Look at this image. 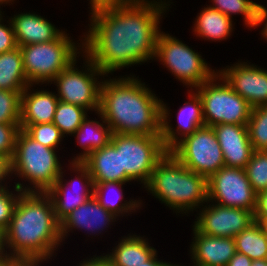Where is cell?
Returning <instances> with one entry per match:
<instances>
[{
	"mask_svg": "<svg viewBox=\"0 0 267 266\" xmlns=\"http://www.w3.org/2000/svg\"><path fill=\"white\" fill-rule=\"evenodd\" d=\"M81 58L83 65L78 67L77 63ZM104 77L106 75L82 53L80 59L76 58L49 85L56 86V96L60 101L97 113L100 108V91Z\"/></svg>",
	"mask_w": 267,
	"mask_h": 266,
	"instance_id": "cell-8",
	"label": "cell"
},
{
	"mask_svg": "<svg viewBox=\"0 0 267 266\" xmlns=\"http://www.w3.org/2000/svg\"><path fill=\"white\" fill-rule=\"evenodd\" d=\"M157 61L188 89H194L210 80L216 67L208 64L200 52L175 36L160 31L156 42L154 62Z\"/></svg>",
	"mask_w": 267,
	"mask_h": 266,
	"instance_id": "cell-7",
	"label": "cell"
},
{
	"mask_svg": "<svg viewBox=\"0 0 267 266\" xmlns=\"http://www.w3.org/2000/svg\"><path fill=\"white\" fill-rule=\"evenodd\" d=\"M78 37L80 39L76 42L66 30L51 42L21 46L23 68L28 82L49 86L60 72L83 53L82 36Z\"/></svg>",
	"mask_w": 267,
	"mask_h": 266,
	"instance_id": "cell-6",
	"label": "cell"
},
{
	"mask_svg": "<svg viewBox=\"0 0 267 266\" xmlns=\"http://www.w3.org/2000/svg\"><path fill=\"white\" fill-rule=\"evenodd\" d=\"M4 15L0 16V54L18 47L10 19L7 18L6 24L3 23L6 21Z\"/></svg>",
	"mask_w": 267,
	"mask_h": 266,
	"instance_id": "cell-37",
	"label": "cell"
},
{
	"mask_svg": "<svg viewBox=\"0 0 267 266\" xmlns=\"http://www.w3.org/2000/svg\"><path fill=\"white\" fill-rule=\"evenodd\" d=\"M58 152L59 149L57 151L42 145L25 130L20 129L14 156L10 161L11 180L16 177L22 181L14 182L22 192L46 193L59 178L64 167ZM23 180L28 185H25Z\"/></svg>",
	"mask_w": 267,
	"mask_h": 266,
	"instance_id": "cell-5",
	"label": "cell"
},
{
	"mask_svg": "<svg viewBox=\"0 0 267 266\" xmlns=\"http://www.w3.org/2000/svg\"><path fill=\"white\" fill-rule=\"evenodd\" d=\"M247 130L253 151L267 150V105L252 108Z\"/></svg>",
	"mask_w": 267,
	"mask_h": 266,
	"instance_id": "cell-31",
	"label": "cell"
},
{
	"mask_svg": "<svg viewBox=\"0 0 267 266\" xmlns=\"http://www.w3.org/2000/svg\"><path fill=\"white\" fill-rule=\"evenodd\" d=\"M110 143L120 151L121 171L125 183L139 182L143 188L150 180L158 161L168 152L161 135H133L112 133Z\"/></svg>",
	"mask_w": 267,
	"mask_h": 266,
	"instance_id": "cell-9",
	"label": "cell"
},
{
	"mask_svg": "<svg viewBox=\"0 0 267 266\" xmlns=\"http://www.w3.org/2000/svg\"><path fill=\"white\" fill-rule=\"evenodd\" d=\"M30 84L21 94L20 129L25 130L29 125L51 123L58 105L56 92Z\"/></svg>",
	"mask_w": 267,
	"mask_h": 266,
	"instance_id": "cell-20",
	"label": "cell"
},
{
	"mask_svg": "<svg viewBox=\"0 0 267 266\" xmlns=\"http://www.w3.org/2000/svg\"><path fill=\"white\" fill-rule=\"evenodd\" d=\"M171 152L189 170L209 178L225 166L213 127L203 126L184 137Z\"/></svg>",
	"mask_w": 267,
	"mask_h": 266,
	"instance_id": "cell-11",
	"label": "cell"
},
{
	"mask_svg": "<svg viewBox=\"0 0 267 266\" xmlns=\"http://www.w3.org/2000/svg\"><path fill=\"white\" fill-rule=\"evenodd\" d=\"M107 77L101 86L99 113L112 133L161 135L162 99L134 73Z\"/></svg>",
	"mask_w": 267,
	"mask_h": 266,
	"instance_id": "cell-3",
	"label": "cell"
},
{
	"mask_svg": "<svg viewBox=\"0 0 267 266\" xmlns=\"http://www.w3.org/2000/svg\"><path fill=\"white\" fill-rule=\"evenodd\" d=\"M22 92L0 90V123H20Z\"/></svg>",
	"mask_w": 267,
	"mask_h": 266,
	"instance_id": "cell-34",
	"label": "cell"
},
{
	"mask_svg": "<svg viewBox=\"0 0 267 266\" xmlns=\"http://www.w3.org/2000/svg\"><path fill=\"white\" fill-rule=\"evenodd\" d=\"M208 201L254 212L256 193L245 169L224 166L212 174L208 178Z\"/></svg>",
	"mask_w": 267,
	"mask_h": 266,
	"instance_id": "cell-13",
	"label": "cell"
},
{
	"mask_svg": "<svg viewBox=\"0 0 267 266\" xmlns=\"http://www.w3.org/2000/svg\"><path fill=\"white\" fill-rule=\"evenodd\" d=\"M49 261L44 259H12L8 266H42Z\"/></svg>",
	"mask_w": 267,
	"mask_h": 266,
	"instance_id": "cell-43",
	"label": "cell"
},
{
	"mask_svg": "<svg viewBox=\"0 0 267 266\" xmlns=\"http://www.w3.org/2000/svg\"><path fill=\"white\" fill-rule=\"evenodd\" d=\"M20 123H0V156L12 160Z\"/></svg>",
	"mask_w": 267,
	"mask_h": 266,
	"instance_id": "cell-36",
	"label": "cell"
},
{
	"mask_svg": "<svg viewBox=\"0 0 267 266\" xmlns=\"http://www.w3.org/2000/svg\"><path fill=\"white\" fill-rule=\"evenodd\" d=\"M16 0H0V14H4L5 12L3 11V5L4 7L7 5H13L15 3ZM2 6V7H1ZM3 11V12H2Z\"/></svg>",
	"mask_w": 267,
	"mask_h": 266,
	"instance_id": "cell-47",
	"label": "cell"
},
{
	"mask_svg": "<svg viewBox=\"0 0 267 266\" xmlns=\"http://www.w3.org/2000/svg\"><path fill=\"white\" fill-rule=\"evenodd\" d=\"M189 254L191 266H227L236 253L234 238L213 237L192 228Z\"/></svg>",
	"mask_w": 267,
	"mask_h": 266,
	"instance_id": "cell-18",
	"label": "cell"
},
{
	"mask_svg": "<svg viewBox=\"0 0 267 266\" xmlns=\"http://www.w3.org/2000/svg\"><path fill=\"white\" fill-rule=\"evenodd\" d=\"M254 221L263 223L267 219V190L256 194Z\"/></svg>",
	"mask_w": 267,
	"mask_h": 266,
	"instance_id": "cell-38",
	"label": "cell"
},
{
	"mask_svg": "<svg viewBox=\"0 0 267 266\" xmlns=\"http://www.w3.org/2000/svg\"><path fill=\"white\" fill-rule=\"evenodd\" d=\"M264 229L267 231V219L262 223Z\"/></svg>",
	"mask_w": 267,
	"mask_h": 266,
	"instance_id": "cell-50",
	"label": "cell"
},
{
	"mask_svg": "<svg viewBox=\"0 0 267 266\" xmlns=\"http://www.w3.org/2000/svg\"><path fill=\"white\" fill-rule=\"evenodd\" d=\"M125 185V182H104L94 185L93 196L102 207L120 219L132 213H137L138 210L142 209V206L144 207V203L140 198L134 199L133 197V199L124 200V189L122 188L125 187ZM109 192L112 193L110 194Z\"/></svg>",
	"mask_w": 267,
	"mask_h": 266,
	"instance_id": "cell-26",
	"label": "cell"
},
{
	"mask_svg": "<svg viewBox=\"0 0 267 266\" xmlns=\"http://www.w3.org/2000/svg\"><path fill=\"white\" fill-rule=\"evenodd\" d=\"M236 252L251 260L267 259V231L262 223L254 222L234 237Z\"/></svg>",
	"mask_w": 267,
	"mask_h": 266,
	"instance_id": "cell-28",
	"label": "cell"
},
{
	"mask_svg": "<svg viewBox=\"0 0 267 266\" xmlns=\"http://www.w3.org/2000/svg\"><path fill=\"white\" fill-rule=\"evenodd\" d=\"M62 245L51 198L47 193L23 192L8 229L1 235V250L11 259L52 261Z\"/></svg>",
	"mask_w": 267,
	"mask_h": 266,
	"instance_id": "cell-2",
	"label": "cell"
},
{
	"mask_svg": "<svg viewBox=\"0 0 267 266\" xmlns=\"http://www.w3.org/2000/svg\"><path fill=\"white\" fill-rule=\"evenodd\" d=\"M251 266H267V259L253 260Z\"/></svg>",
	"mask_w": 267,
	"mask_h": 266,
	"instance_id": "cell-48",
	"label": "cell"
},
{
	"mask_svg": "<svg viewBox=\"0 0 267 266\" xmlns=\"http://www.w3.org/2000/svg\"><path fill=\"white\" fill-rule=\"evenodd\" d=\"M25 131L37 142L51 149H58L65 138L53 122L29 125Z\"/></svg>",
	"mask_w": 267,
	"mask_h": 266,
	"instance_id": "cell-33",
	"label": "cell"
},
{
	"mask_svg": "<svg viewBox=\"0 0 267 266\" xmlns=\"http://www.w3.org/2000/svg\"><path fill=\"white\" fill-rule=\"evenodd\" d=\"M76 266H111V264L108 257L103 253L100 256L95 254L90 258L86 257Z\"/></svg>",
	"mask_w": 267,
	"mask_h": 266,
	"instance_id": "cell-41",
	"label": "cell"
},
{
	"mask_svg": "<svg viewBox=\"0 0 267 266\" xmlns=\"http://www.w3.org/2000/svg\"><path fill=\"white\" fill-rule=\"evenodd\" d=\"M88 114V111L80 106L59 100L53 123L59 128L66 139V136L68 138L78 129Z\"/></svg>",
	"mask_w": 267,
	"mask_h": 266,
	"instance_id": "cell-30",
	"label": "cell"
},
{
	"mask_svg": "<svg viewBox=\"0 0 267 266\" xmlns=\"http://www.w3.org/2000/svg\"><path fill=\"white\" fill-rule=\"evenodd\" d=\"M19 13L9 18L15 34L16 43L19 47L51 42L66 31V29L60 30L54 23L47 20L45 16L36 14V12L21 11Z\"/></svg>",
	"mask_w": 267,
	"mask_h": 266,
	"instance_id": "cell-21",
	"label": "cell"
},
{
	"mask_svg": "<svg viewBox=\"0 0 267 266\" xmlns=\"http://www.w3.org/2000/svg\"><path fill=\"white\" fill-rule=\"evenodd\" d=\"M187 94L188 101L179 107L175 116L176 128L171 123L170 106L168 107L167 103L161 100V138L167 151H170L184 137L205 126L200 96L194 89H187Z\"/></svg>",
	"mask_w": 267,
	"mask_h": 266,
	"instance_id": "cell-15",
	"label": "cell"
},
{
	"mask_svg": "<svg viewBox=\"0 0 267 266\" xmlns=\"http://www.w3.org/2000/svg\"><path fill=\"white\" fill-rule=\"evenodd\" d=\"M166 266H185V265H183V264L181 265L179 263L178 264H176V263L174 264V263L169 262ZM189 266H191V264Z\"/></svg>",
	"mask_w": 267,
	"mask_h": 266,
	"instance_id": "cell-49",
	"label": "cell"
},
{
	"mask_svg": "<svg viewBox=\"0 0 267 266\" xmlns=\"http://www.w3.org/2000/svg\"><path fill=\"white\" fill-rule=\"evenodd\" d=\"M89 1L88 7L90 10L111 5L130 4L137 0H87Z\"/></svg>",
	"mask_w": 267,
	"mask_h": 266,
	"instance_id": "cell-42",
	"label": "cell"
},
{
	"mask_svg": "<svg viewBox=\"0 0 267 266\" xmlns=\"http://www.w3.org/2000/svg\"><path fill=\"white\" fill-rule=\"evenodd\" d=\"M10 181H12L10 160L0 156V189L8 187Z\"/></svg>",
	"mask_w": 267,
	"mask_h": 266,
	"instance_id": "cell-40",
	"label": "cell"
},
{
	"mask_svg": "<svg viewBox=\"0 0 267 266\" xmlns=\"http://www.w3.org/2000/svg\"><path fill=\"white\" fill-rule=\"evenodd\" d=\"M171 1L137 0L89 10L90 24L82 33L83 53L106 76L153 61L160 24Z\"/></svg>",
	"mask_w": 267,
	"mask_h": 266,
	"instance_id": "cell-1",
	"label": "cell"
},
{
	"mask_svg": "<svg viewBox=\"0 0 267 266\" xmlns=\"http://www.w3.org/2000/svg\"><path fill=\"white\" fill-rule=\"evenodd\" d=\"M195 215L192 227L213 237L234 238L255 222L253 211L225 207L210 201L202 205Z\"/></svg>",
	"mask_w": 267,
	"mask_h": 266,
	"instance_id": "cell-14",
	"label": "cell"
},
{
	"mask_svg": "<svg viewBox=\"0 0 267 266\" xmlns=\"http://www.w3.org/2000/svg\"><path fill=\"white\" fill-rule=\"evenodd\" d=\"M213 129L222 149L225 166L245 169L253 153L247 125L217 124Z\"/></svg>",
	"mask_w": 267,
	"mask_h": 266,
	"instance_id": "cell-19",
	"label": "cell"
},
{
	"mask_svg": "<svg viewBox=\"0 0 267 266\" xmlns=\"http://www.w3.org/2000/svg\"><path fill=\"white\" fill-rule=\"evenodd\" d=\"M0 189V236L8 229L15 206L23 193L16 185Z\"/></svg>",
	"mask_w": 267,
	"mask_h": 266,
	"instance_id": "cell-35",
	"label": "cell"
},
{
	"mask_svg": "<svg viewBox=\"0 0 267 266\" xmlns=\"http://www.w3.org/2000/svg\"><path fill=\"white\" fill-rule=\"evenodd\" d=\"M136 234L130 232L127 236H122L111 252L105 253L111 266H140L157 252L145 235Z\"/></svg>",
	"mask_w": 267,
	"mask_h": 266,
	"instance_id": "cell-22",
	"label": "cell"
},
{
	"mask_svg": "<svg viewBox=\"0 0 267 266\" xmlns=\"http://www.w3.org/2000/svg\"><path fill=\"white\" fill-rule=\"evenodd\" d=\"M206 6L197 13L192 26L193 35L208 42L226 41L235 31L233 30L235 22L220 11L209 5Z\"/></svg>",
	"mask_w": 267,
	"mask_h": 266,
	"instance_id": "cell-25",
	"label": "cell"
},
{
	"mask_svg": "<svg viewBox=\"0 0 267 266\" xmlns=\"http://www.w3.org/2000/svg\"><path fill=\"white\" fill-rule=\"evenodd\" d=\"M210 7L234 19V15H242L244 27L254 29L258 2L253 0H210Z\"/></svg>",
	"mask_w": 267,
	"mask_h": 266,
	"instance_id": "cell-29",
	"label": "cell"
},
{
	"mask_svg": "<svg viewBox=\"0 0 267 266\" xmlns=\"http://www.w3.org/2000/svg\"><path fill=\"white\" fill-rule=\"evenodd\" d=\"M252 262L253 260L248 256L236 252L228 262L227 266H251Z\"/></svg>",
	"mask_w": 267,
	"mask_h": 266,
	"instance_id": "cell-44",
	"label": "cell"
},
{
	"mask_svg": "<svg viewBox=\"0 0 267 266\" xmlns=\"http://www.w3.org/2000/svg\"><path fill=\"white\" fill-rule=\"evenodd\" d=\"M82 163L88 168L94 185L125 182V171H121L120 151L111 143L93 151Z\"/></svg>",
	"mask_w": 267,
	"mask_h": 266,
	"instance_id": "cell-24",
	"label": "cell"
},
{
	"mask_svg": "<svg viewBox=\"0 0 267 266\" xmlns=\"http://www.w3.org/2000/svg\"><path fill=\"white\" fill-rule=\"evenodd\" d=\"M194 90L202 101L205 126L247 125L252 107L218 73Z\"/></svg>",
	"mask_w": 267,
	"mask_h": 266,
	"instance_id": "cell-10",
	"label": "cell"
},
{
	"mask_svg": "<svg viewBox=\"0 0 267 266\" xmlns=\"http://www.w3.org/2000/svg\"><path fill=\"white\" fill-rule=\"evenodd\" d=\"M11 260L5 252L0 250V266H8Z\"/></svg>",
	"mask_w": 267,
	"mask_h": 266,
	"instance_id": "cell-46",
	"label": "cell"
},
{
	"mask_svg": "<svg viewBox=\"0 0 267 266\" xmlns=\"http://www.w3.org/2000/svg\"><path fill=\"white\" fill-rule=\"evenodd\" d=\"M217 73L252 108L267 105L266 68L241 59L217 70Z\"/></svg>",
	"mask_w": 267,
	"mask_h": 266,
	"instance_id": "cell-16",
	"label": "cell"
},
{
	"mask_svg": "<svg viewBox=\"0 0 267 266\" xmlns=\"http://www.w3.org/2000/svg\"><path fill=\"white\" fill-rule=\"evenodd\" d=\"M158 252H156L148 261L140 266H166L169 262L163 261V259L158 258Z\"/></svg>",
	"mask_w": 267,
	"mask_h": 266,
	"instance_id": "cell-45",
	"label": "cell"
},
{
	"mask_svg": "<svg viewBox=\"0 0 267 266\" xmlns=\"http://www.w3.org/2000/svg\"><path fill=\"white\" fill-rule=\"evenodd\" d=\"M262 27L261 32H259V34H261V39L263 38V40L265 39L266 43H267V7H265L262 4H258L257 7V13H256V22L254 25V29H258V27Z\"/></svg>",
	"mask_w": 267,
	"mask_h": 266,
	"instance_id": "cell-39",
	"label": "cell"
},
{
	"mask_svg": "<svg viewBox=\"0 0 267 266\" xmlns=\"http://www.w3.org/2000/svg\"><path fill=\"white\" fill-rule=\"evenodd\" d=\"M30 83L23 68L20 47L0 54V90L23 92Z\"/></svg>",
	"mask_w": 267,
	"mask_h": 266,
	"instance_id": "cell-27",
	"label": "cell"
},
{
	"mask_svg": "<svg viewBox=\"0 0 267 266\" xmlns=\"http://www.w3.org/2000/svg\"><path fill=\"white\" fill-rule=\"evenodd\" d=\"M144 189L179 216L188 217L208 202V178L189 170L169 151L156 164Z\"/></svg>",
	"mask_w": 267,
	"mask_h": 266,
	"instance_id": "cell-4",
	"label": "cell"
},
{
	"mask_svg": "<svg viewBox=\"0 0 267 266\" xmlns=\"http://www.w3.org/2000/svg\"><path fill=\"white\" fill-rule=\"evenodd\" d=\"M245 172L256 194L267 190V150L253 151Z\"/></svg>",
	"mask_w": 267,
	"mask_h": 266,
	"instance_id": "cell-32",
	"label": "cell"
},
{
	"mask_svg": "<svg viewBox=\"0 0 267 266\" xmlns=\"http://www.w3.org/2000/svg\"><path fill=\"white\" fill-rule=\"evenodd\" d=\"M118 220V217L102 207L98 200L92 196L60 222L61 241L65 243L67 238L70 237V232L73 233L74 230H80L84 233L87 231L84 234H89L87 237H90V235L92 238L93 236L98 237L100 234L101 237Z\"/></svg>",
	"mask_w": 267,
	"mask_h": 266,
	"instance_id": "cell-17",
	"label": "cell"
},
{
	"mask_svg": "<svg viewBox=\"0 0 267 266\" xmlns=\"http://www.w3.org/2000/svg\"><path fill=\"white\" fill-rule=\"evenodd\" d=\"M67 170L74 173L72 179H65L66 170L63 167L59 178L54 185L46 192L53 203L56 218L61 222L68 214L73 212L87 199H90L94 193V184L88 168L82 162H71ZM72 171V172H71ZM69 180V181H67Z\"/></svg>",
	"mask_w": 267,
	"mask_h": 266,
	"instance_id": "cell-12",
	"label": "cell"
},
{
	"mask_svg": "<svg viewBox=\"0 0 267 266\" xmlns=\"http://www.w3.org/2000/svg\"><path fill=\"white\" fill-rule=\"evenodd\" d=\"M97 115L100 120L96 119V117L92 120L87 115L78 129L71 135L76 138L78 146L82 149L81 153L79 152L72 157L71 162H82L93 151L101 149L110 143L112 137L111 128L99 112L96 113Z\"/></svg>",
	"mask_w": 267,
	"mask_h": 266,
	"instance_id": "cell-23",
	"label": "cell"
}]
</instances>
